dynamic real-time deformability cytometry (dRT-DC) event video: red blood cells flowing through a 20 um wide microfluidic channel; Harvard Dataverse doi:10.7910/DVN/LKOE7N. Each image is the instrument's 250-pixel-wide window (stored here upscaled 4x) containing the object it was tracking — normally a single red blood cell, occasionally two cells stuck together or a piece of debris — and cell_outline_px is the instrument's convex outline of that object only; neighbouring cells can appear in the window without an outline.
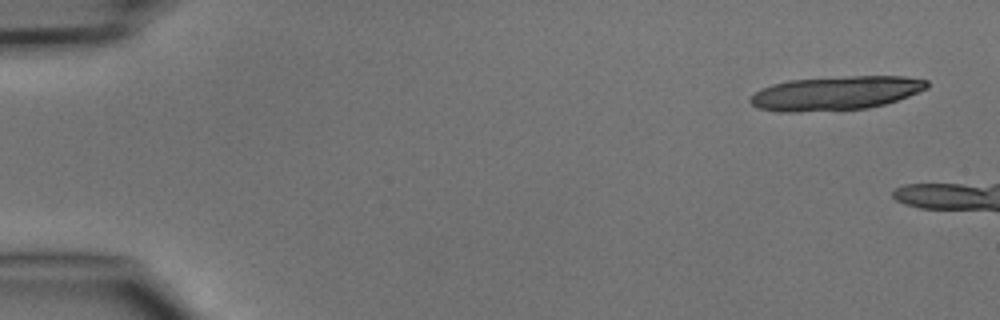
{"species": "common noctule bat (a hibernating species)", "species_latin": "Nyctalus noctula", "temperature_condition": "cold", "stored_images_in_passage": 3, "camera_frame_rate_fps": 3000, "um_per_image_px": 0.085, "animal": {"sex": "male", "body_mass_g": 15.6}, "frame": {"image": 1, "passage_image": 1, "time_ms": 0.0, "image_size_px": [1000, 320], "cell_outline_px": [[928, 88], [908, 96], [884, 104], [868, 108], [796, 112], [780, 112], [756, 108], [748, 100], [760, 88], [772, 84], [788, 80], [852, 76], [904, 76], [928, 80]], "centroid_in_image_um": [71.01, 7.92], "position_along_channel_um": 14.0, "area_um2": 34.91}}